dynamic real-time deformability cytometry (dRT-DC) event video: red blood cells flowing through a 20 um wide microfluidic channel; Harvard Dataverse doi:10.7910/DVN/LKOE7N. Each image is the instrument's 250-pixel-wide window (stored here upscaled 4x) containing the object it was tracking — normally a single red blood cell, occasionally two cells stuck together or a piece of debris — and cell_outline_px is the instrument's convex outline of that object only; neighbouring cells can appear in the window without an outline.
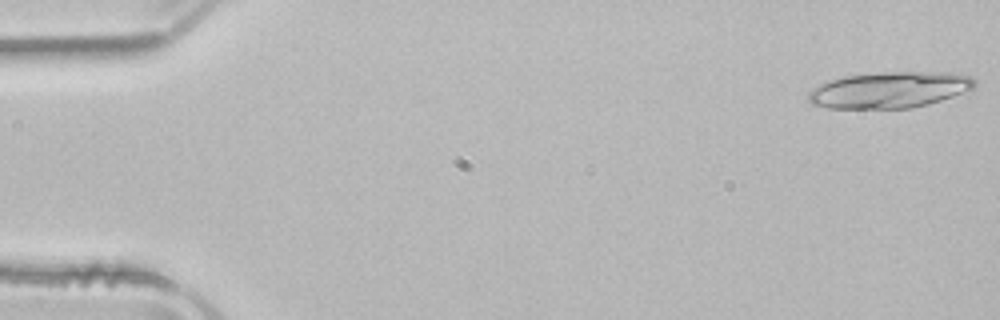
{"species": "common noctule bat (a hibernating species)", "species_latin": "Nyctalus noctula", "temperature_condition": "room temperature", "stored_images_in_passage": 17, "camera_frame_rate_fps": 3000, "um_per_image_px": 0.085, "animal": {"sex": "male", "body_mass_g": 21.5, "forearm_length_mm": 52.0}, "frame": {"image": 1, "passage_image": 1, "time_ms": 0.0, "image_size_px": [1000, 320], "cell_outline_px": [[976, 84], [972, 88], [952, 96], [928, 104], [912, 108], [828, 108], [812, 104], [808, 100], [808, 92], [820, 84], [844, 76], [876, 72], [956, 72], [972, 76], [976, 80]], "centroid_in_image_um": [75.63, 7.63], "position_along_channel_um": 9.4, "area_um2": 35.08}}